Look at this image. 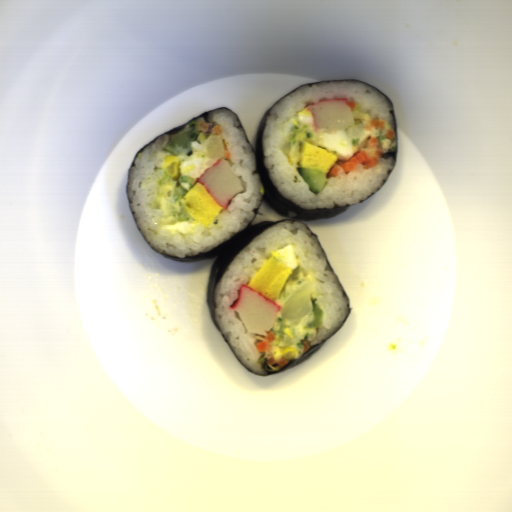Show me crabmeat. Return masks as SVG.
<instances>
[{
	"label": "crabmeat",
	"mask_w": 512,
	"mask_h": 512,
	"mask_svg": "<svg viewBox=\"0 0 512 512\" xmlns=\"http://www.w3.org/2000/svg\"><path fill=\"white\" fill-rule=\"evenodd\" d=\"M229 308L249 334L267 336L277 320L281 306L241 283L238 299Z\"/></svg>",
	"instance_id": "obj_1"
},
{
	"label": "crabmeat",
	"mask_w": 512,
	"mask_h": 512,
	"mask_svg": "<svg viewBox=\"0 0 512 512\" xmlns=\"http://www.w3.org/2000/svg\"><path fill=\"white\" fill-rule=\"evenodd\" d=\"M356 102L348 98L322 99L318 103L305 106L313 117L315 132L342 130L353 124Z\"/></svg>",
	"instance_id": "obj_3"
},
{
	"label": "crabmeat",
	"mask_w": 512,
	"mask_h": 512,
	"mask_svg": "<svg viewBox=\"0 0 512 512\" xmlns=\"http://www.w3.org/2000/svg\"><path fill=\"white\" fill-rule=\"evenodd\" d=\"M213 200L223 209H227L232 199L244 191L243 182L224 158L216 160L204 170L198 180Z\"/></svg>",
	"instance_id": "obj_2"
}]
</instances>
